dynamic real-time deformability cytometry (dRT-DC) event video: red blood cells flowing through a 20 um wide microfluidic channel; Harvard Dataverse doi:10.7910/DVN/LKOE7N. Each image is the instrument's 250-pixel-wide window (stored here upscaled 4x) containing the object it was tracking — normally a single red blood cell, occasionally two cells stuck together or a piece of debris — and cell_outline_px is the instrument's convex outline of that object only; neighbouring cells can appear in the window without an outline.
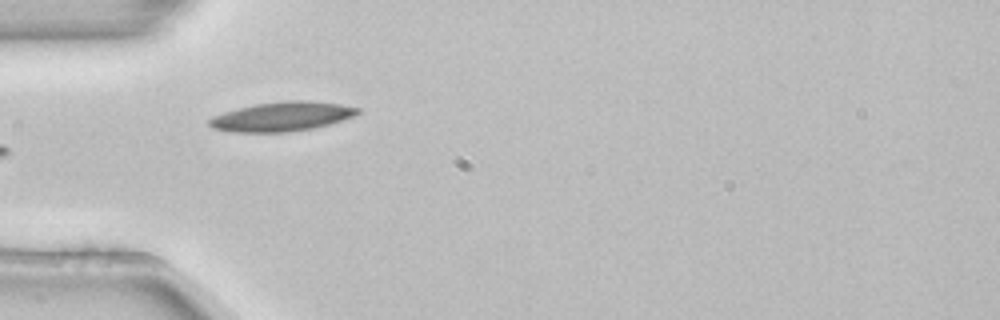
{"species": "common noctule bat (a hibernating species)", "species_latin": "Nyctalus noctula", "temperature_condition": "room temperature", "stored_images_in_passage": 4, "camera_frame_rate_fps": 3000, "um_per_image_px": 0.085, "animal": {"sex": "female", "body_mass_g": 22.7, "forearm_length_mm": 54.2}, "frame": {"image": 1, "passage_image": 4, "time_ms": 1.0, "image_size_px": [1000, 320], "cell_outline_px": [[364, 112], [356, 116], [328, 124], [312, 128], [288, 132], [228, 132], [212, 128], [208, 124], [208, 120], [212, 116], [224, 112], [256, 104], [280, 100], [308, 100], [340, 104], [360, 108]], "centroid_in_image_um": [23.99, 9.9], "position_along_channel_um": 61.0, "area_um2": 25.61}}